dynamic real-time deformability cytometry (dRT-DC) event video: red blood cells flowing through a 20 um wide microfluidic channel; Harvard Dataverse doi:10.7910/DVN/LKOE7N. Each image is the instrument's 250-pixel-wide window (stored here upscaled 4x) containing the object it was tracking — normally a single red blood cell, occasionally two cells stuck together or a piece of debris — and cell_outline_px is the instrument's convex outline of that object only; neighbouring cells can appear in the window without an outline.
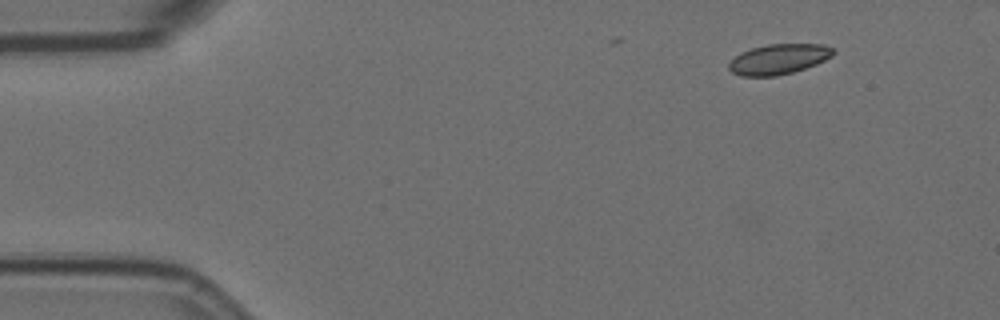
{"species": "Egyptian fruit bat (a non-hibernating species)", "species_latin": "Rousettus aegyptiacus", "temperature_condition": "room temperature", "stored_images_in_passage": 5, "camera_frame_rate_fps": 3000, "um_per_image_px": 0.085, "animal": {"sex": "female"}, "frame": {"image": 1, "passage_image": 1, "time_ms": 0.0, "image_size_px": [1000, 320], "cell_outline_px": [[836, 52], [832, 56], [816, 64], [792, 72], [776, 76], [740, 76], [732, 72], [728, 68], [728, 64], [740, 52], [752, 48], [768, 44], [824, 44], [836, 48]], "centroid_in_image_um": [66.21, 5.02], "position_along_channel_um": 18.8, "area_um2": 18.44}}
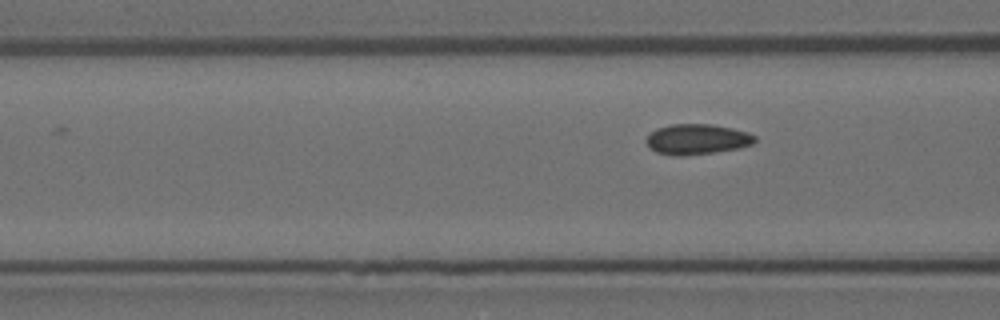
{"frame": {"image": 2, "passage_image": 5, "time_ms": 5.0, "image_size_px": [1000, 320], "cell_outline_px": [[756, 140], [752, 144], [740, 148], [712, 152], [680, 156], [676, 156], [656, 152], [648, 148], [644, 140], [656, 128], [672, 124], [712, 124], [732, 128], [748, 132], [756, 136]], "centroid_in_image_um": [59.23, 11.83], "position_along_channel_um": 107.4, "area_um2": 19.31}}